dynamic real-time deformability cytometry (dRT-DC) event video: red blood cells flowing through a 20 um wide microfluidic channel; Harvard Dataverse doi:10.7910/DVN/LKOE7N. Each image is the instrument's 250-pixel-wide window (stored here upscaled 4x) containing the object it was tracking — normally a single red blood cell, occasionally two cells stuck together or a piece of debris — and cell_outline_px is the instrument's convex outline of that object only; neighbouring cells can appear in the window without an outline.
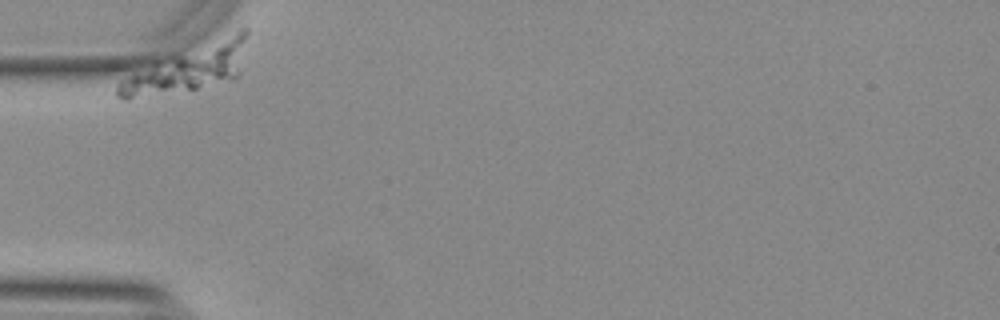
{"species": "Egyptian fruit bat (a non-hibernating species)", "species_latin": "Rousettus aegyptiacus", "temperature_condition": "warm", "stored_images_in_passage": 42, "camera_frame_rate_fps": 3000, "um_per_image_px": 0.085, "animal": {"sex": "female"}, "frame": {"image": 1, "passage_image": 1, "time_ms": 0.0, "image_size_px": [1000, 320], "cell_outline_px": [[248, 36], [240, 76], [236, 80], [196, 88], [128, 100], [124, 100], [116, 96], [116, 84], [120, 80], [156, 60], [240, 28], [248, 28]], "centroid_in_image_um": [16.07, 5.79], "position_along_channel_um": 68.9, "area_um2": 35.6}}
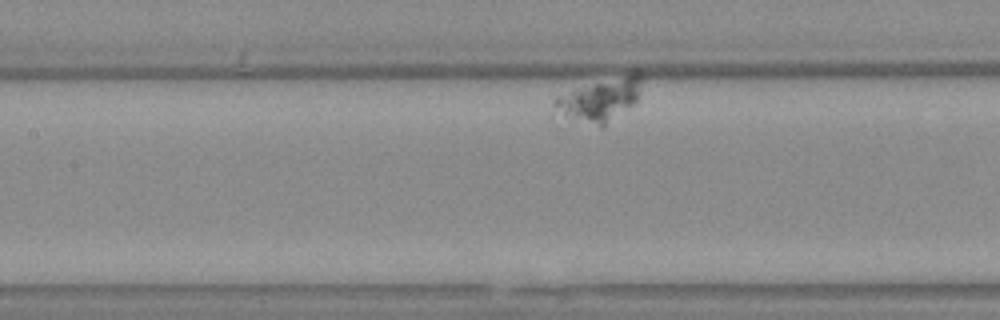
{"frame": {"image": 2, "passage_image": 15, "time_ms": 4.667, "image_size_px": [1000, 320], "cell_outline_px": [[644, 76], [640, 96], [632, 104], [604, 128], [600, 128], [552, 112], [552, 100], [556, 96], [576, 88], [632, 68], [636, 68]], "centroid_in_image_um": [51.06, 8.39], "position_along_channel_um": 156.3, "area_um2": 23.24}}
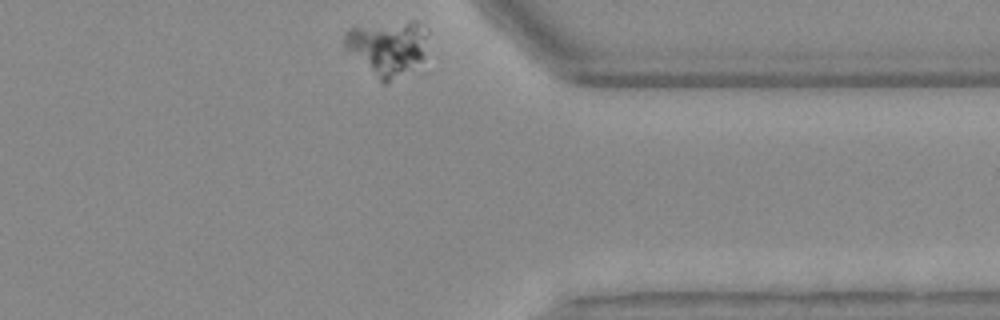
{"frame": {"image": 3, "passage_image": 42, "time_ms": 13.667, "image_size_px": [1000, 320], "cell_outline_px": [[428, 32], [424, 56], [420, 60], [384, 84], [344, 48], [344, 32], [348, 28], [412, 20], [416, 20], [428, 28]], "centroid_in_image_um": [32.93, 3.98], "position_along_channel_um": 378.5, "area_um2": 26.13}}